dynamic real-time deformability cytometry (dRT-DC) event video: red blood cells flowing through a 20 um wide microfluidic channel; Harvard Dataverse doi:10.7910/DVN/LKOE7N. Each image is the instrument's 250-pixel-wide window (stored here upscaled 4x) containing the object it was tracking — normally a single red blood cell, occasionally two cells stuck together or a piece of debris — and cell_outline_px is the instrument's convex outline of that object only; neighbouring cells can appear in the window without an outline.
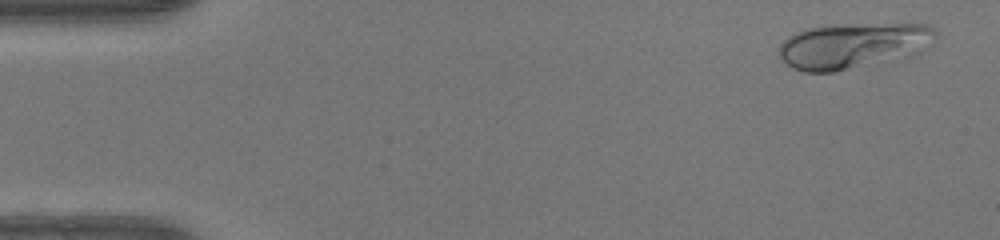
{"species": "human", "species_latin": "Homo sapiens", "temperature_condition": "warm", "stored_images_in_passage": 48, "camera_frame_rate_fps": 3000, "um_per_image_px": 0.085, "donor": {"sex": "female"}, "frame": {"image": 1, "passage_image": 2, "time_ms": 0.333, "image_size_px": [1000, 240], "cell_outline_px": [[936, 36], [920, 52], [908, 56], [832, 72], [804, 72], [792, 68], [780, 56], [780, 44], [788, 36], [796, 32], [808, 28], [896, 24], [928, 24], [936, 32]], "centroid_in_image_um": [72.5, 3.9], "position_along_channel_um": 12.5, "area_um2": 40.34}}
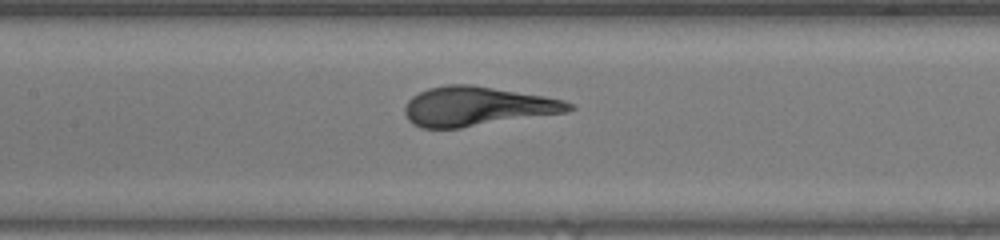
{"frame": {"image": 2, "passage_image": 22, "time_ms": 7.0, "image_size_px": [1000, 240], "cell_outline_px": [[576, 108], [564, 112], [460, 128], [420, 128], [412, 124], [408, 120], [404, 112], [404, 108], [408, 100], [412, 96], [428, 88], [448, 84], [472, 84], [544, 96], [564, 100], [572, 104]], "centroid_in_image_um": [40.5, 9.03], "position_along_channel_um": 166.9, "area_um2": 37.45}}
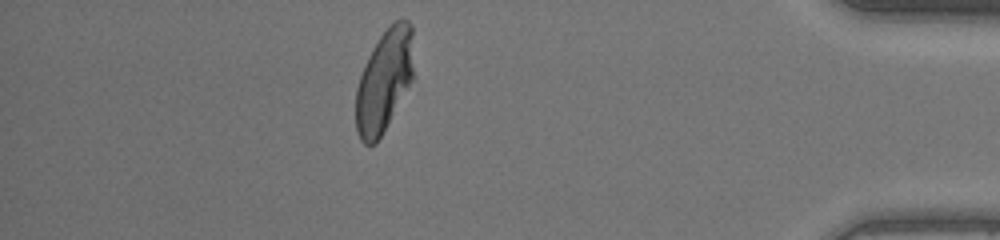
{"frame": {"image": 3, "passage_image": 42, "time_ms": 13.667, "image_size_px": [1000, 240], "cell_outline_px": [[412, 76], [408, 84], [376, 144], [364, 144], [360, 140], [356, 132], [356, 88], [364, 64], [372, 48], [380, 36], [392, 20], [400, 16], [408, 20], [412, 24]], "centroid_in_image_um": [32.62, 6.79], "position_along_channel_um": 402.6, "area_um2": 33.99}}